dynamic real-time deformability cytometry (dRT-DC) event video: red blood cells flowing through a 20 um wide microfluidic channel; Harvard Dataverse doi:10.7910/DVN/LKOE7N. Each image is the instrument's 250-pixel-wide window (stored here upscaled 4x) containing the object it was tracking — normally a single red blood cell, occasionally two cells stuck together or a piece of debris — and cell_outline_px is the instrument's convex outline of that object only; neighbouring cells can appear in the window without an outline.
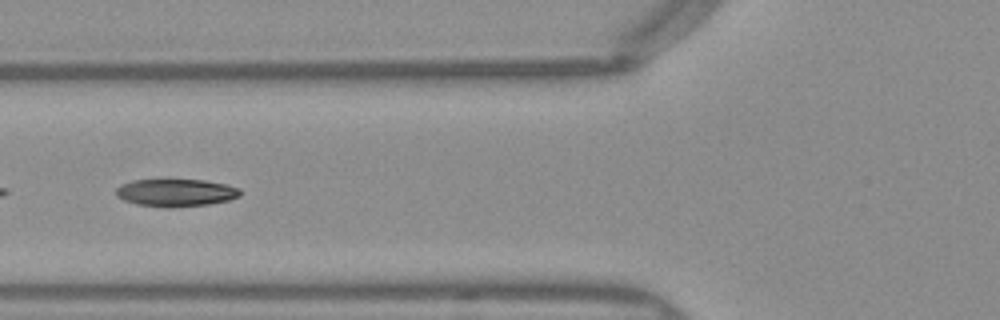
{"species": "Egyptian fruit bat (a non-hibernating species)", "species_latin": "Rousettus aegyptiacus", "temperature_condition": "warm", "stored_images_in_passage": 23, "segment_of_instrument_passage": [2, 2], "camera_frame_rate_fps": 3000, "um_per_image_px": 0.085, "frame": {"image": 1, "passage_image": 20, "time_ms": 6.333, "image_size_px": [1000, 320], "cell_outline_px": [[240, 196], [228, 200], [208, 204], [172, 208], [168, 208], [136, 204], [124, 200], [116, 196], [116, 188], [132, 180], [204, 180], [224, 184], [240, 188]], "centroid_in_image_um": [14.94, 16.39], "position_along_channel_um": 110.9, "area_um2": 19.83}}